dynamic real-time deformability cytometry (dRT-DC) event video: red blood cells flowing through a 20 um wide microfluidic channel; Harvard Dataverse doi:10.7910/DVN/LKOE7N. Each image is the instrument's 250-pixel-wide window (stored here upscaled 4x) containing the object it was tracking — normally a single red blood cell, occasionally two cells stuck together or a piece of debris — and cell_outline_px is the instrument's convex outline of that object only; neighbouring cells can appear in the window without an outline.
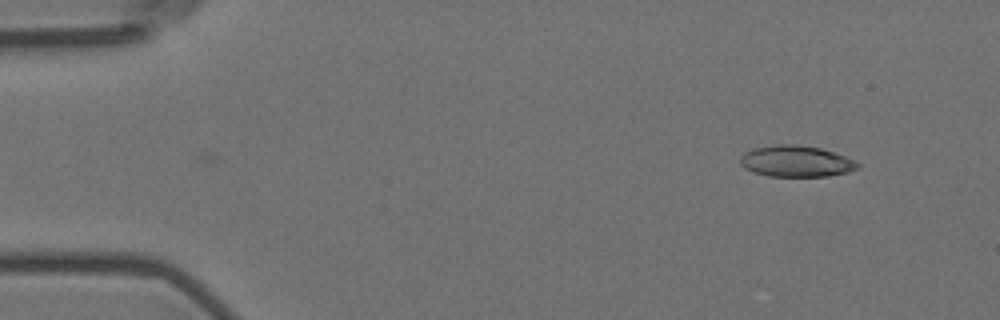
{"species": "Egyptian fruit bat (a non-hibernating species)", "species_latin": "Rousettus aegyptiacus", "temperature_condition": "room temperature", "stored_images_in_passage": 51, "camera_frame_rate_fps": 3000, "um_per_image_px": 0.085, "animal": {"sex": "female"}, "frame": {"image": 1, "passage_image": 1, "time_ms": 0.0, "image_size_px": [1000, 320], "cell_outline_px": [[860, 164], [856, 168], [848, 172], [828, 176], [768, 176], [752, 172], [744, 168], [740, 164], [740, 156], [744, 152], [752, 148], [776, 144], [796, 144], [820, 148], [844, 156]], "centroid_in_image_um": [67.59, 13.7], "position_along_channel_um": 17.4, "area_um2": 21.39}}
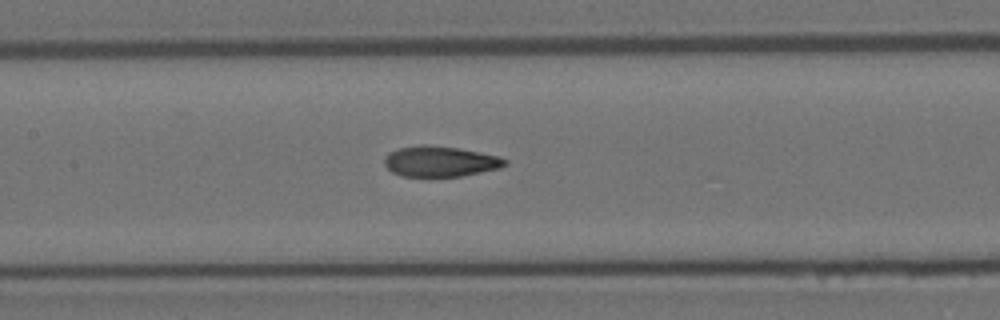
{"frame": {"image": 2, "passage_image": 22, "time_ms": 7.0, "image_size_px": [1000, 320], "cell_outline_px": [[508, 164], [500, 168], [460, 176], [400, 176], [392, 172], [384, 164], [384, 156], [400, 148], [420, 144], [424, 144], [460, 148], [500, 156], [508, 160]], "centroid_in_image_um": [37.44, 13.71], "position_along_channel_um": 170.0, "area_um2": 21.5}}
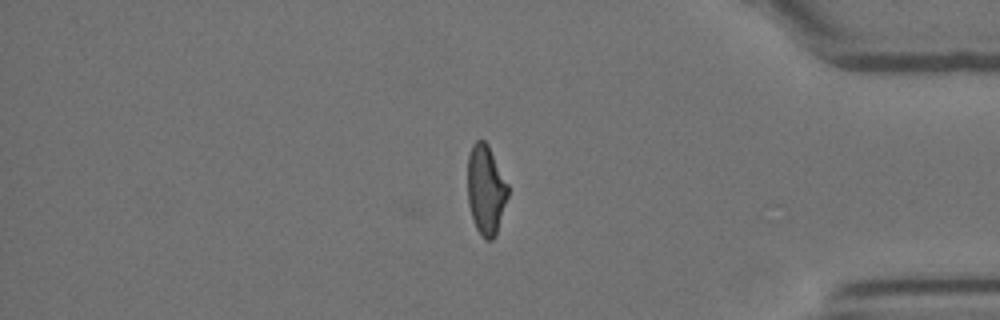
{"frame": {"image": 3, "passage_image": 43, "time_ms": 14.0, "image_size_px": [1000, 320], "cell_outline_px": [[508, 196], [496, 236], [492, 240], [484, 240], [476, 228], [468, 204], [468, 156], [472, 144], [476, 140], [484, 140], [488, 144], [508, 184]], "centroid_in_image_um": [41.3, 16.14], "position_along_channel_um": 393.9, "area_um2": 21.15}, "authors_computed_cell_mechanics": {"area_um2": 21.7906, "velocity_mm_per_s": 3.5969, "shape_relaxation_time_tau1_ms": 10.7395, "shape_relaxation_time_tau2_ms": 2.213, "deformation_change_tau1": 0.2756, "deformation_change_tau2": 0.0933}}